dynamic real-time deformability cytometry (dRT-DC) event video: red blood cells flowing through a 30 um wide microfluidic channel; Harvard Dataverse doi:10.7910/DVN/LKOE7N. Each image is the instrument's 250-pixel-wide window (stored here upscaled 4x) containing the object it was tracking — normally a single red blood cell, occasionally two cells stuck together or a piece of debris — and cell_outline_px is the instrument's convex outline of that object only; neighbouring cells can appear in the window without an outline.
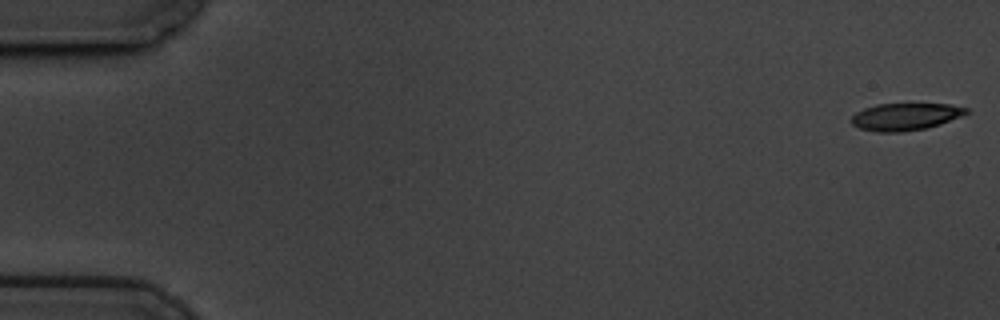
{"species": "common noctule bat (a hibernating species)", "species_latin": "Nyctalus noctula", "temperature_condition": "cold", "stored_images_in_passage": 59, "camera_frame_rate_fps": 3000, "um_per_image_px": 0.085, "animal": {"sex": "male", "body_mass_g": 19.5, "forearm_length_mm": 54.6}, "frame": {"image": 1, "passage_image": 1, "time_ms": 0.0, "image_size_px": [1000, 320], "cell_outline_px": [[972, 112], [940, 124], [928, 128], [900, 132], [876, 132], [860, 128], [852, 124], [852, 116], [856, 112], [864, 108], [876, 104], [948, 104], [968, 108]], "centroid_in_image_um": [76.98, 9.92], "position_along_channel_um": 8.0, "area_um2": 18.26}}
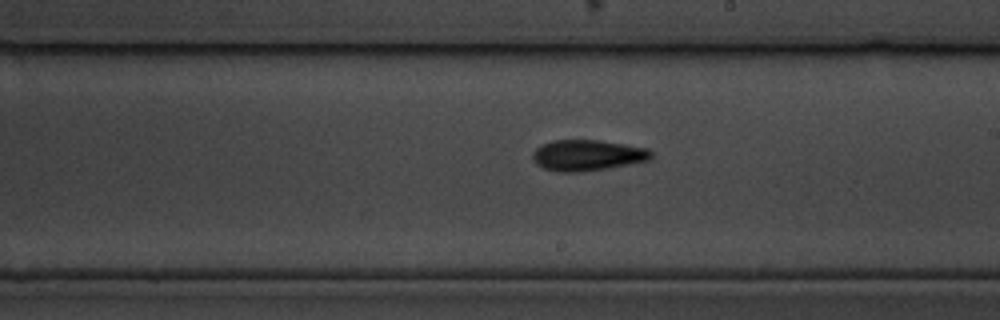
{"frame": {"image": 2, "passage_image": 34, "time_ms": 11.0, "image_size_px": [1000, 320], "cell_outline_px": [[652, 156], [648, 160], [608, 168], [580, 172], [556, 172], [544, 168], [536, 164], [532, 160], [532, 152], [536, 148], [552, 140], [596, 140], [624, 144], [648, 148], [652, 152]], "centroid_in_image_um": [49.89, 13.2], "position_along_channel_um": 239.1, "area_um2": 21.33}}
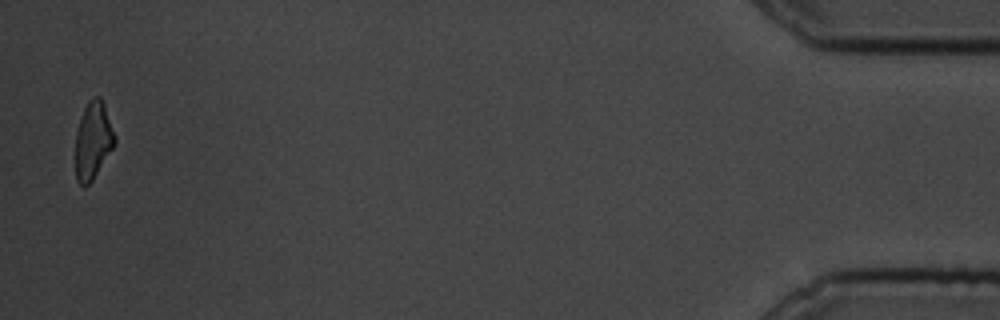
{"frame": {"image": 3, "passage_image": 58, "time_ms": 19.0, "image_size_px": [1000, 320], "cell_outline_px": [[116, 144], [92, 180], [84, 188], [76, 180], [76, 132], [84, 108], [88, 100], [92, 96], [100, 96], [104, 100], [116, 136]], "centroid_in_image_um": [7.94, 11.9], "position_along_channel_um": 427.3, "area_um2": 17.98}, "authors_computed_cell_mechanics": {"area_um2": 19.4208, "velocity_mm_per_s": 3.4326, "shape_relaxation_time_tau1_ms": 4.4688, "shape_relaxation_time_tau2_ms": 1.3788, "deformation_change_tau1": 0.1424, "deformation_change_tau2": 0.0966}}